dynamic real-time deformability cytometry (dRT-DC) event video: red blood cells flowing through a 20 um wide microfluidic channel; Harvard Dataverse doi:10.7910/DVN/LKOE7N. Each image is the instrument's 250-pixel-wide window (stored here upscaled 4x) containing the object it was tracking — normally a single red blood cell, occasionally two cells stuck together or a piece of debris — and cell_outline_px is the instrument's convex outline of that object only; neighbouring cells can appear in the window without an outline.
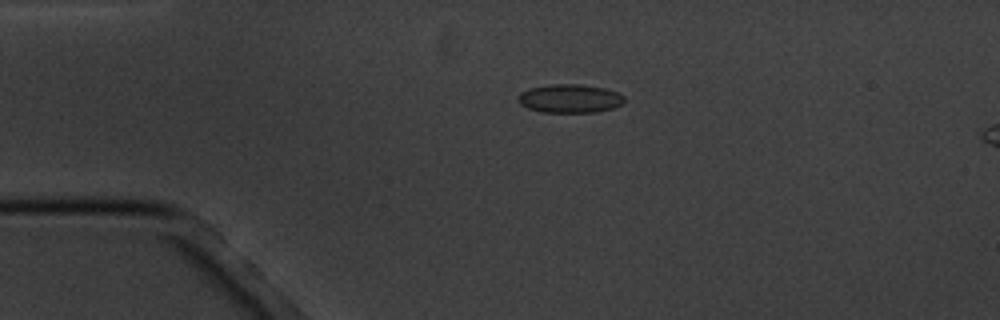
{"species": "common noctule bat (a hibernating species)", "species_latin": "Nyctalus noctula", "temperature_condition": "cold", "stored_images_in_passage": 5, "camera_frame_rate_fps": 3000, "um_per_image_px": 0.085, "animal": {"sex": "male", "body_mass_g": 20.1, "forearm_length_mm": 53.5}, "frame": {"image": 1, "passage_image": 4, "time_ms": 3.667, "image_size_px": [1000, 320], "cell_outline_px": [[624, 100], [620, 104], [612, 108], [592, 112], [540, 112], [528, 108], [520, 104], [516, 100], [516, 96], [520, 92], [532, 88], [552, 84], [580, 84], [604, 88], [616, 92], [624, 96]], "centroid_in_image_um": [48.38, 8.37], "position_along_channel_um": 36.6, "area_um2": 17.57}}